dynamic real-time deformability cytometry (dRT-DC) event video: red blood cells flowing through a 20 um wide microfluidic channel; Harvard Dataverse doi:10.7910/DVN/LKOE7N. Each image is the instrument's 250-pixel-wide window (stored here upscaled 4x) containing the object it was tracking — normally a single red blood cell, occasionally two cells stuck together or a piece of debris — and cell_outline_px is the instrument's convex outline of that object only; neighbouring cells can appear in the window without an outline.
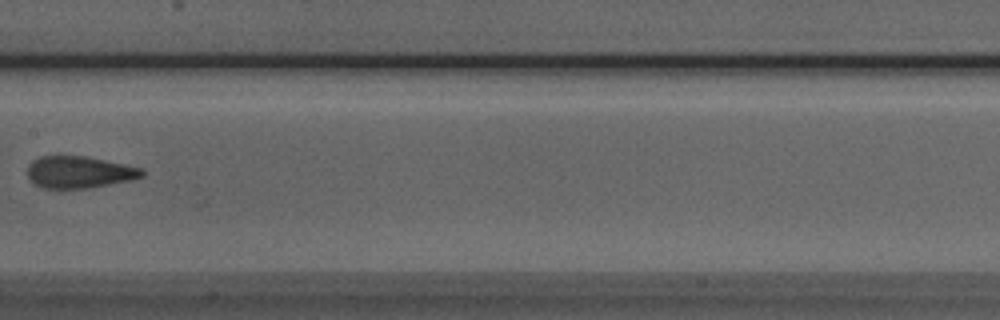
{"species": "Egyptian fruit bat (a non-hibernating species)", "species_latin": "Rousettus aegyptiacus", "temperature_condition": "room temperature", "stored_images_in_passage": 7, "camera_frame_rate_fps": 3000, "um_per_image_px": 0.085, "animal": {"sex": "male"}, "frame": {"image": 1, "passage_image": 7, "time_ms": 6.667, "image_size_px": [1000, 320], "cell_outline_px": [[144, 176], [132, 180], [88, 188], [40, 188], [28, 176], [28, 164], [32, 160], [40, 156], [84, 156], [124, 164], [140, 168], [144, 172]], "centroid_in_image_um": [6.72, 14.63], "position_along_channel_um": 200.7, "area_um2": 21.15}}